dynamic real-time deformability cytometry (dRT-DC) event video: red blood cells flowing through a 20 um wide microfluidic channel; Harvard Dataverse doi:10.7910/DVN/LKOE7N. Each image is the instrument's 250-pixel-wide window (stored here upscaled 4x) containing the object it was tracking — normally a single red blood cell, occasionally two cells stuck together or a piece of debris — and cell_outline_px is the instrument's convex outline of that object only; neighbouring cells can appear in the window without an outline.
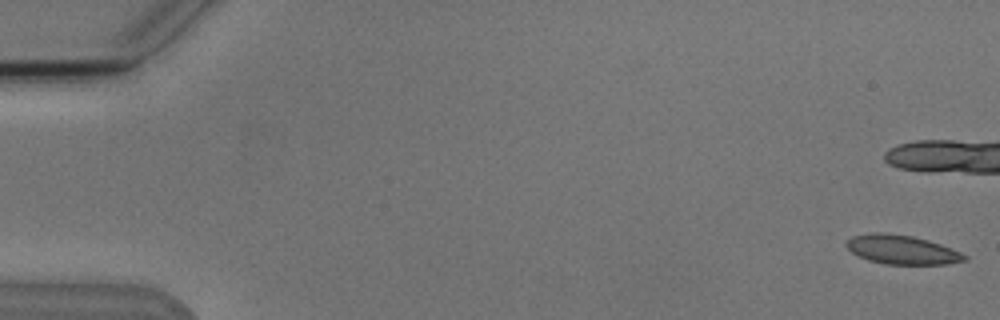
{"species": "Egyptian fruit bat (a non-hibernating species)", "species_latin": "Rousettus aegyptiacus", "temperature_condition": "cold", "stored_images_in_passage": 3, "camera_frame_rate_fps": 3000, "um_per_image_px": 0.085, "animal": {"sex": "male"}, "frame": {"image": 1, "passage_image": 1, "time_ms": 0.0, "image_size_px": [1000, 320], "cell_outline_px": [[968, 260], [948, 264], [884, 264], [868, 260], [852, 252], [844, 244], [852, 236], [872, 232], [880, 232], [912, 236], [928, 240], [940, 244], [960, 252], [968, 256]], "centroid_in_image_um": [76.67, 21.22], "position_along_channel_um": 8.3, "area_um2": 19.94}}